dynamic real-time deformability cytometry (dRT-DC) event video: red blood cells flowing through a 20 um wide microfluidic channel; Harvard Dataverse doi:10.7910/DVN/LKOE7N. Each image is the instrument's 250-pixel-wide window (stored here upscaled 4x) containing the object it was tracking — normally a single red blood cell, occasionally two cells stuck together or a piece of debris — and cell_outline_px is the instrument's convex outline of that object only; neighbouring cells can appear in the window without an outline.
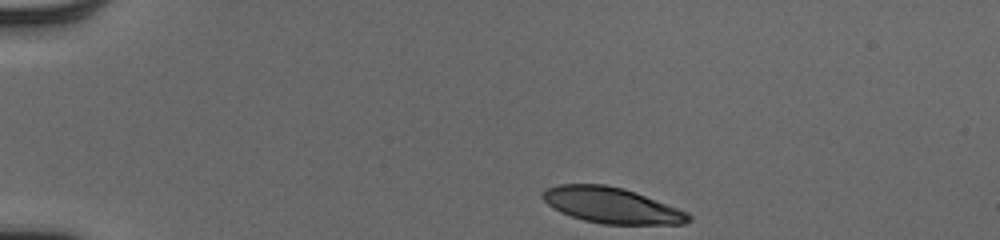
{"species": "human", "species_latin": "Homo sapiens", "temperature_condition": "cold", "stored_images_in_passage": 37, "camera_frame_rate_fps": 3000, "um_per_image_px": 0.085, "donor": {"sex": "male"}, "frame": {"image": 1, "passage_image": 1, "time_ms": 0.0, "image_size_px": [1000, 240], "cell_outline_px": [[692, 220], [684, 224], [604, 224], [584, 220], [560, 212], [548, 204], [540, 196], [548, 188], [560, 184], [604, 184], [624, 188], [636, 192], [688, 212], [692, 216]], "centroid_in_image_um": [52.02, 17.45], "position_along_channel_um": 33.0, "area_um2": 30.29}}
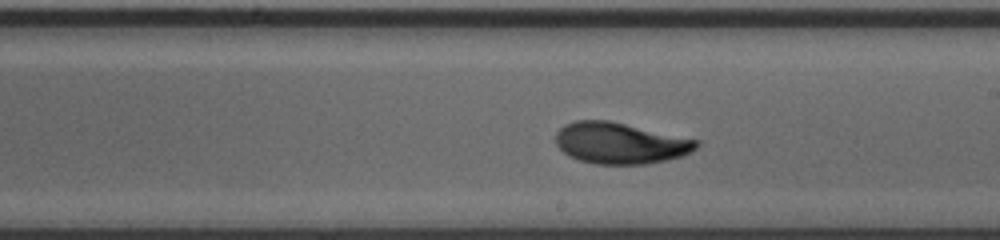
{"frame": {"image": 2, "passage_image": 22, "time_ms": 7.0, "image_size_px": [1000, 240], "cell_outline_px": [[700, 144], [692, 152], [680, 156], [648, 164], [596, 164], [580, 160], [568, 156], [556, 144], [556, 132], [564, 124], [576, 120], [608, 120], [700, 140]], "centroid_in_image_um": [52.71, 12.16], "position_along_channel_um": 236.3, "area_um2": 33.81}}
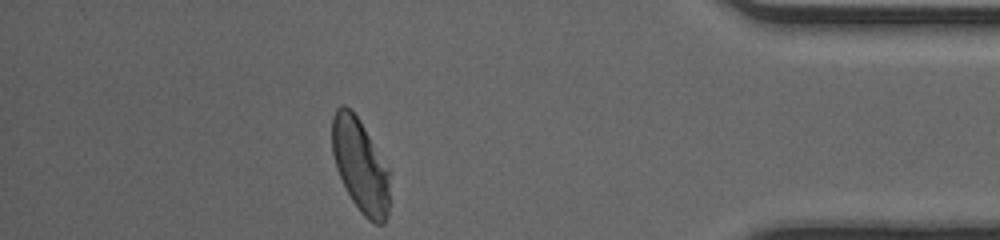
{"frame": {"image": 3, "passage_image": 37, "time_ms": 12.0, "image_size_px": [1000, 240], "cell_outline_px": [[388, 216], [384, 224], [376, 224], [368, 220], [360, 212], [352, 200], [336, 168], [332, 152], [332, 116], [336, 108], [344, 104], [352, 108], [360, 120], [388, 172]], "centroid_in_image_um": [30.58, 14.06], "position_along_channel_um": 404.6, "area_um2": 30.81}, "authors_computed_cell_mechanics": {"area_um2": 32.4836, "velocity_mm_per_s": 4.0158, "shape_relaxation_time_tau1_ms": 3.5483, "shape_relaxation_time_tau2_ms": 1.4086, "deformation_change_tau1": 0.1814, "deformation_change_tau2": 0.0609}}